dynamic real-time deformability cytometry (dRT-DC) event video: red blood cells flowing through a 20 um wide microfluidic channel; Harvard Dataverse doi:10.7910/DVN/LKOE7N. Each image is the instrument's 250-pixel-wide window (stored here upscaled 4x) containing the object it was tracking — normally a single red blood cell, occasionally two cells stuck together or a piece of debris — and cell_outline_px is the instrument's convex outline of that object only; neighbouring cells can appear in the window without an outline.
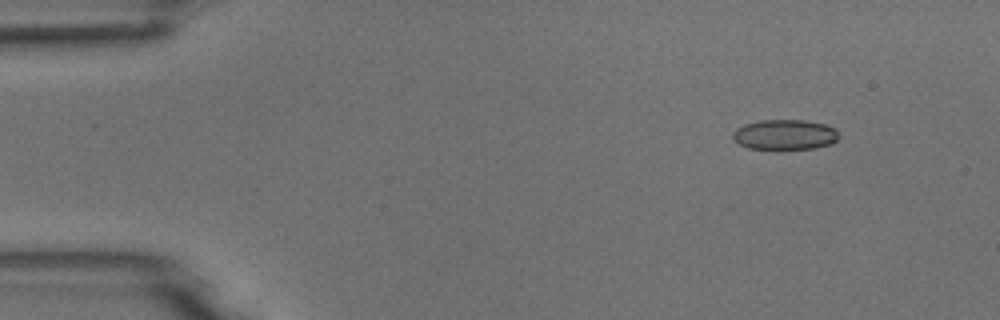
{"species": "common noctule bat (a hibernating species)", "species_latin": "Nyctalus noctula", "temperature_condition": "room temperature", "stored_images_in_passage": 49, "camera_frame_rate_fps": 3000, "um_per_image_px": 0.085, "animal": {"sex": "male", "body_mass_g": 18.8}, "frame": {"image": 1, "passage_image": 1, "time_ms": 0.0, "image_size_px": [1000, 320], "cell_outline_px": [[840, 136], [832, 144], [816, 148], [748, 148], [732, 140], [732, 132], [736, 128], [744, 124], [760, 120], [804, 120], [824, 124], [836, 128]], "centroid_in_image_um": [66.71, 11.43], "position_along_channel_um": 18.3, "area_um2": 18.67}}
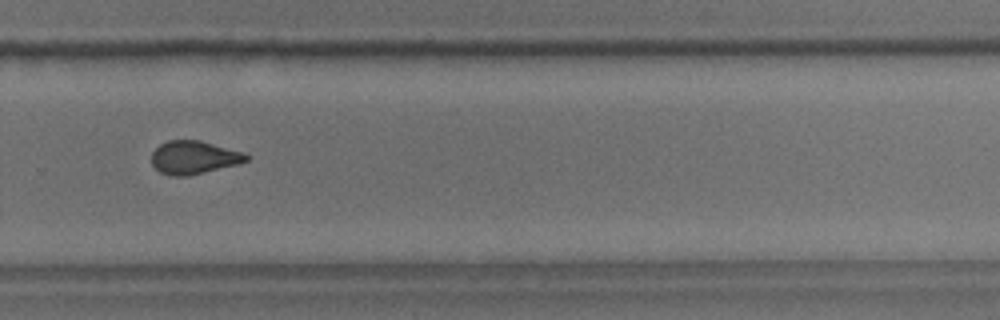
{"frame": {"image": 2, "passage_image": 32, "time_ms": 10.333, "image_size_px": [1000, 320], "cell_outline_px": [[248, 160], [240, 164], [188, 176], [172, 176], [160, 172], [152, 164], [152, 152], [160, 144], [168, 140], [200, 140], [244, 152], [248, 156]], "centroid_in_image_um": [16.49, 13.38], "position_along_channel_um": 313.3, "area_um2": 18.38}}
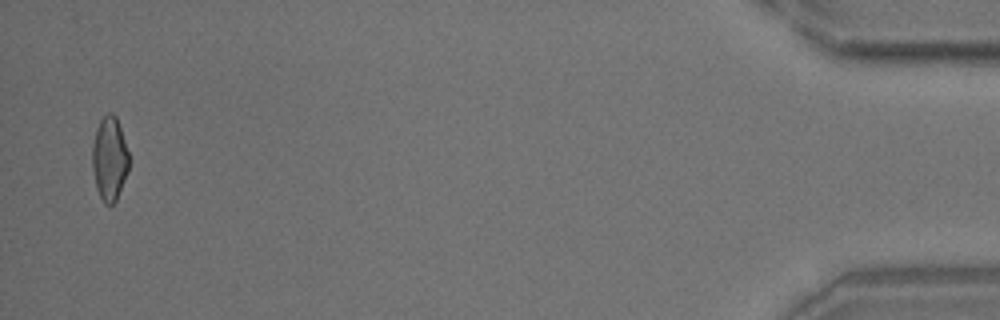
{"frame": {"image": 3, "passage_image": 48, "time_ms": 15.667, "image_size_px": [1000, 320], "cell_outline_px": [[128, 168], [116, 200], [112, 204], [104, 204], [96, 188], [92, 168], [92, 144], [96, 128], [100, 120], [108, 112], [112, 112], [116, 116], [128, 152]], "centroid_in_image_um": [9.28, 13.47], "position_along_channel_um": 425.9, "area_um2": 17.69}, "authors_computed_cell_mechanics": {"area_um2": 18.8428, "velocity_mm_per_s": 3.7356, "shape_relaxation_time_tau1_ms": 7.2364, "shape_relaxation_time_tau2_ms": 1.7422, "deformation_change_tau1": 0.1233, "deformation_change_tau2": 0.0729}}